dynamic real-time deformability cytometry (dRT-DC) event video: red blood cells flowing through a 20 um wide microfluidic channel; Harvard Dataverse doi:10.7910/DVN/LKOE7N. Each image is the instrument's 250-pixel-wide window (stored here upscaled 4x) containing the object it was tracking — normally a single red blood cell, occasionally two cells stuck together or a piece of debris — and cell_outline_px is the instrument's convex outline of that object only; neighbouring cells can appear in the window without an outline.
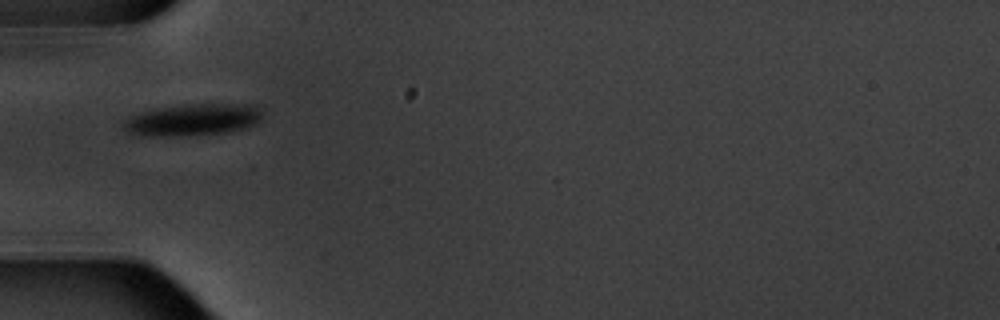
{"species": "common noctule bat (a hibernating species)", "species_latin": "Nyctalus noctula", "temperature_condition": "warm", "stored_images_in_passage": 2, "camera_frame_rate_fps": 3000, "um_per_image_px": 0.085, "animal": {"sex": "male", "body_mass_g": 20.1, "forearm_length_mm": 53.5}, "frame": {"image": 1, "passage_image": 1, "time_ms": 0.0, "image_size_px": [1000, 320], "cell_outline_px": [[264, 116], [256, 124], [248, 128], [232, 132], [188, 136], [140, 136], [128, 132], [120, 124], [120, 120], [128, 116], [140, 112], [156, 108], [184, 104], [256, 104], [264, 108]], "centroid_in_image_um": [16.43, 10.18], "position_along_channel_um": 68.6, "area_um2": 26.93}}
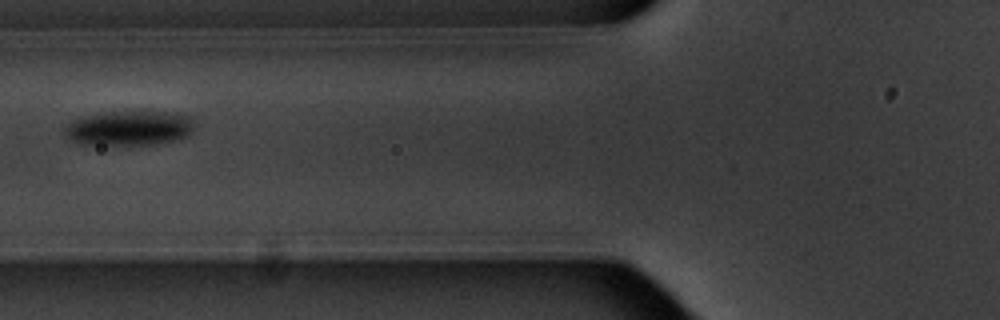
{"frame": {"image": 2, "passage_image": 2, "time_ms": 1.333, "image_size_px": [1000, 320], "cell_outline_px": [[196, 124], [192, 132], [188, 136], [172, 140], [152, 144], [80, 144], [72, 140], [64, 132], [64, 128], [72, 120], [80, 116], [104, 112], [176, 112], [192, 116]], "centroid_in_image_um": [11.02, 10.87], "position_along_channel_um": 114.8, "area_um2": 26.36}}